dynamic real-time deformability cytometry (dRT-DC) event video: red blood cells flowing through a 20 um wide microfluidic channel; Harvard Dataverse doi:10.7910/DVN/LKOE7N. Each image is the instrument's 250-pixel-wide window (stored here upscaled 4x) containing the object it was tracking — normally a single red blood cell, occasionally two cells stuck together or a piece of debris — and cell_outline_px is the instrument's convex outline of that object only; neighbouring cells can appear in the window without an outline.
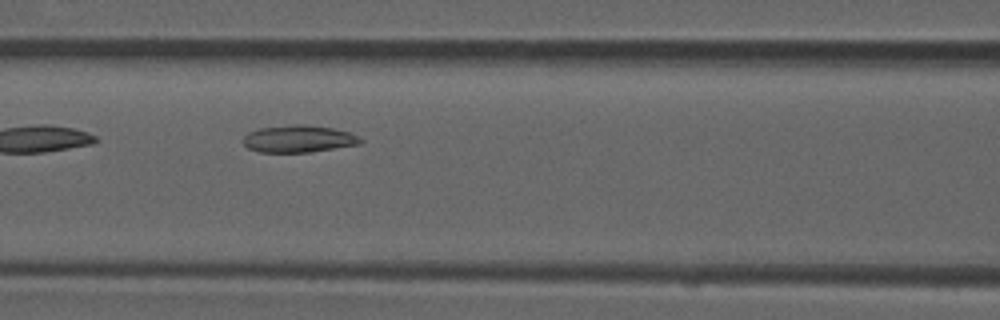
{"species": "common noctule bat (a hibernating species)", "species_latin": "Nyctalus noctula", "temperature_condition": "room temperature", "stored_images_in_passage": 12, "camera_frame_rate_fps": 3000, "um_per_image_px": 0.085, "animal": {"sex": "male", "forearm_length_mm": 52.5}, "frame": {"image": 1, "passage_image": 4, "time_ms": 1.0, "image_size_px": [1000, 320], "cell_outline_px": [[364, 140], [360, 144], [308, 152], [260, 152], [248, 148], [240, 140], [248, 132], [260, 128], [292, 124], [304, 124], [332, 128], [348, 132]], "centroid_in_image_um": [25.33, 11.79], "position_along_channel_um": 141.3, "area_um2": 18.5}}
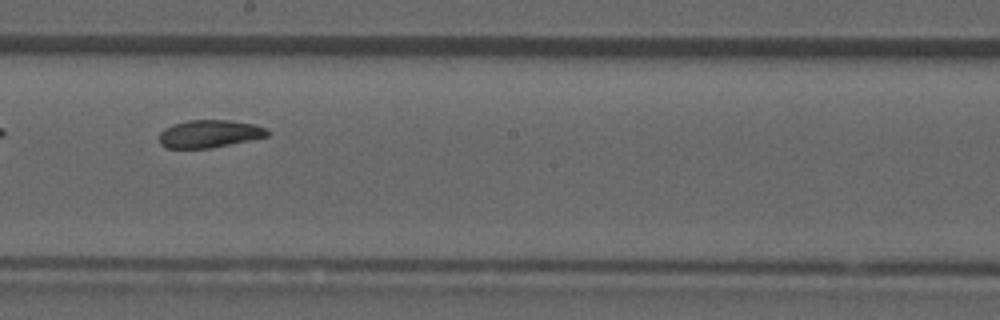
{"frame": {"image": 2, "passage_image": 6, "time_ms": 1.667, "image_size_px": [1000, 320], "cell_outline_px": [[268, 136], [212, 148], [168, 148], [160, 144], [160, 132], [164, 128], [172, 124], [188, 120], [228, 120], [256, 124], [264, 128], [268, 132]], "centroid_in_image_um": [17.78, 11.37], "position_along_channel_um": 230.4, "area_um2": 17.4}}
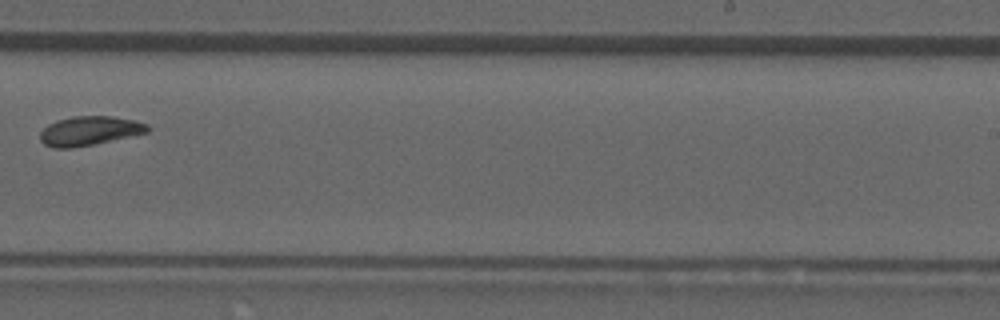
{"frame": {"image": 3, "passage_image": 7, "time_ms": 2.0, "image_size_px": [1000, 320], "cell_outline_px": [[148, 132], [92, 144], [72, 148], [52, 148], [44, 144], [40, 140], [40, 132], [48, 124], [56, 120], [72, 116], [112, 116], [136, 120], [148, 124]], "centroid_in_image_um": [7.57, 11.11], "position_along_channel_um": 281.4, "area_um2": 18.21}}